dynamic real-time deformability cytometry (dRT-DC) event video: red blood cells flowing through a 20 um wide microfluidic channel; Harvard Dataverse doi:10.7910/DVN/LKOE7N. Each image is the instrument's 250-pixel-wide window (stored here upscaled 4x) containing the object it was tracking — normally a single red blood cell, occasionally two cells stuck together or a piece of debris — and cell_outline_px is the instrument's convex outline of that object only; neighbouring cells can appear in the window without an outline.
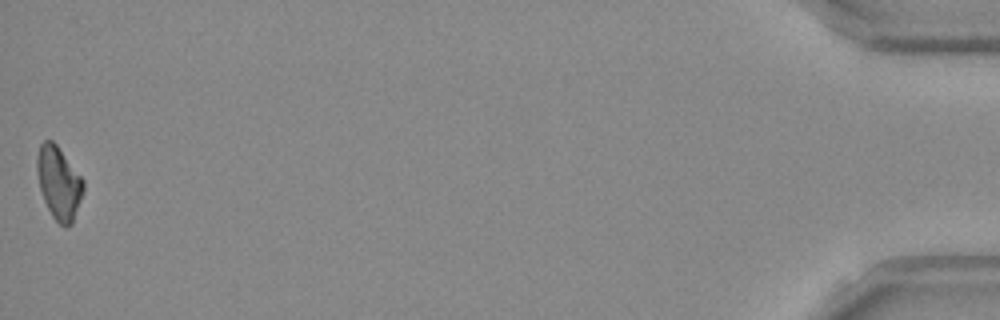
{"species": "Egyptian fruit bat (a non-hibernating species)", "species_latin": "Rousettus aegyptiacus", "temperature_condition": "room temperature", "stored_images_in_passage": 39, "camera_frame_rate_fps": 3000, "um_per_image_px": 0.085, "frame": {"image": 1, "passage_image": 39, "time_ms": 12.667, "image_size_px": [1000, 320], "cell_outline_px": [[84, 188], [72, 224], [64, 228], [52, 216], [44, 200], [40, 188], [36, 172], [36, 156], [40, 144], [44, 140], [52, 140], [56, 144], [84, 180]], "centroid_in_image_um": [4.98, 15.53], "position_along_channel_um": 430.2, "area_um2": 19.59}, "authors_computed_cell_mechanics": {"area_um2": 20.4612, "velocity_mm_per_s": 3.8053, "shape_relaxation_time_tau1_ms": 11.2314, "shape_relaxation_time_tau2_ms": null, "deformation_change_tau1": 0.2428, "deformation_change_tau2": null}}